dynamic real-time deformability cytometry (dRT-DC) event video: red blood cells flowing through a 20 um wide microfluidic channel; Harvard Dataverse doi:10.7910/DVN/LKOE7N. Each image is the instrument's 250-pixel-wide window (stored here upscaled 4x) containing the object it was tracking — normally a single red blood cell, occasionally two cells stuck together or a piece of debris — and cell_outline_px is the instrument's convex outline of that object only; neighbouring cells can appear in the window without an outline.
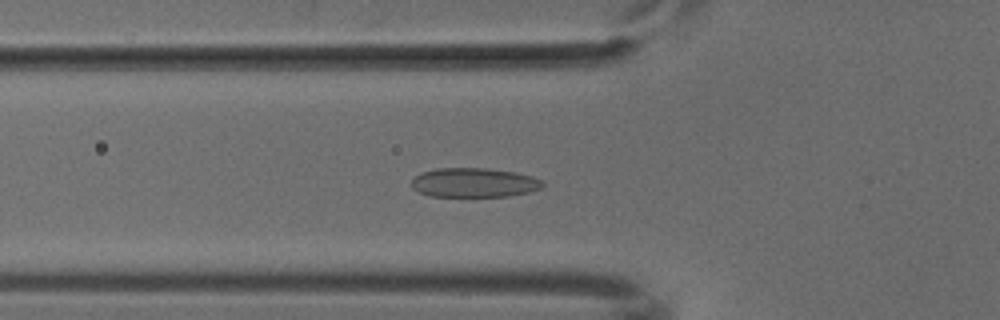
{"species": "common noctule bat (a hibernating species)", "species_latin": "Nyctalus noctula", "temperature_condition": "cold", "stored_images_in_passage": 52, "camera_frame_rate_fps": 3000, "um_per_image_px": 0.085, "animal": {"sex": "male", "body_mass_g": 18.8}, "frame": {"image": 1, "passage_image": 18, "time_ms": 5.667, "image_size_px": [1000, 320], "cell_outline_px": [[544, 184], [540, 188], [528, 192], [508, 196], [428, 196], [412, 188], [412, 180], [420, 172], [436, 168], [484, 168], [516, 172], [532, 176], [544, 180]], "centroid_in_image_um": [40.29, 15.51], "position_along_channel_um": 85.5, "area_um2": 22.43}}
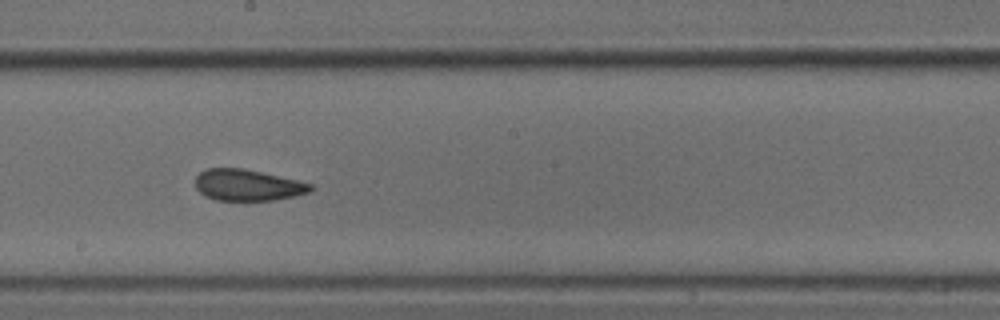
{"frame": {"image": 2, "passage_image": 29, "time_ms": 9.333, "image_size_px": [1000, 320], "cell_outline_px": [[316, 188], [308, 192], [292, 196], [272, 200], [216, 200], [204, 196], [196, 188], [196, 176], [200, 172], [208, 168], [244, 168], [296, 180], [312, 184]], "centroid_in_image_um": [21.02, 15.73], "position_along_channel_um": 227.2, "area_um2": 20.87}}
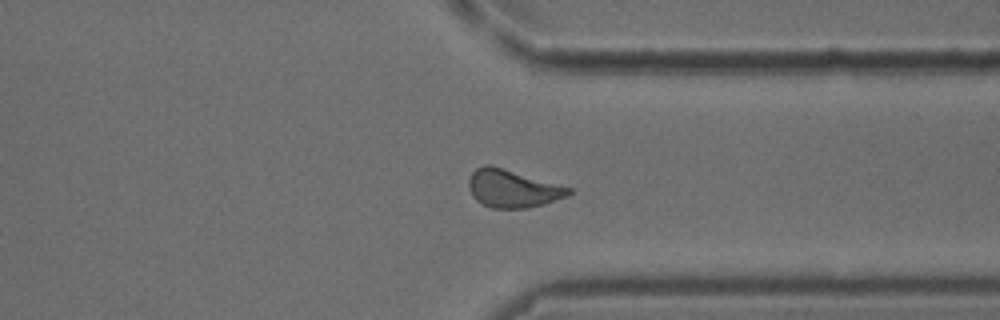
{"frame": {"image": 3, "passage_image": 40, "time_ms": 13.0, "image_size_px": [1000, 320], "cell_outline_px": [[572, 192], [568, 196], [544, 204], [528, 208], [492, 208], [480, 204], [472, 196], [468, 184], [468, 180], [472, 172], [476, 168], [484, 164], [488, 164], [572, 188]], "centroid_in_image_um": [43.55, 16.04], "position_along_channel_um": 367.9, "area_um2": 21.96}}